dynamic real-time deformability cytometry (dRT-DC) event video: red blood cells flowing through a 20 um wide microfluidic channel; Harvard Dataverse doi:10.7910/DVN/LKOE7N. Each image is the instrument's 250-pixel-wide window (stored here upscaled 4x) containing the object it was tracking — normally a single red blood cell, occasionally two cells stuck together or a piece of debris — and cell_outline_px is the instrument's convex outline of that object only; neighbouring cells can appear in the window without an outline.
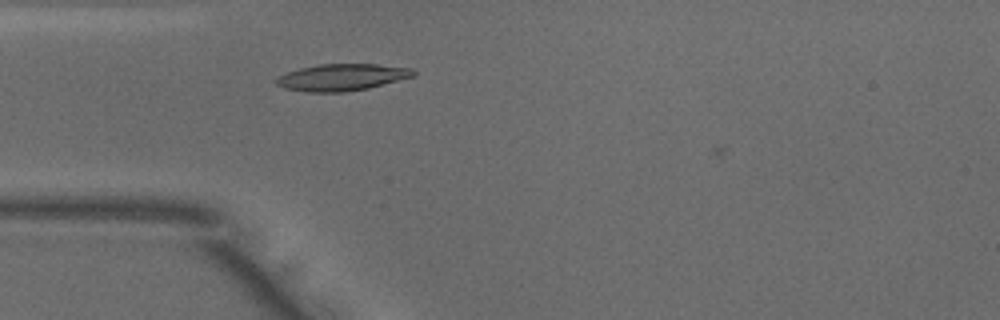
{"species": "common noctule bat (a hibernating species)", "species_latin": "Nyctalus noctula", "temperature_condition": "warm", "stored_images_in_passage": 5, "camera_frame_rate_fps": 3000, "um_per_image_px": 0.085, "animal": {"sex": "male", "body_mass_g": 18.8}, "frame": {"image": 1, "passage_image": 4, "time_ms": 1.0, "image_size_px": [1000, 320], "cell_outline_px": [[416, 76], [368, 88], [344, 92], [308, 92], [284, 88], [276, 84], [276, 80], [280, 76], [288, 72], [300, 68], [320, 64], [376, 64], [412, 68], [416, 72]], "centroid_in_image_um": [29.1, 6.57], "position_along_channel_um": 55.9, "area_um2": 21.33}}